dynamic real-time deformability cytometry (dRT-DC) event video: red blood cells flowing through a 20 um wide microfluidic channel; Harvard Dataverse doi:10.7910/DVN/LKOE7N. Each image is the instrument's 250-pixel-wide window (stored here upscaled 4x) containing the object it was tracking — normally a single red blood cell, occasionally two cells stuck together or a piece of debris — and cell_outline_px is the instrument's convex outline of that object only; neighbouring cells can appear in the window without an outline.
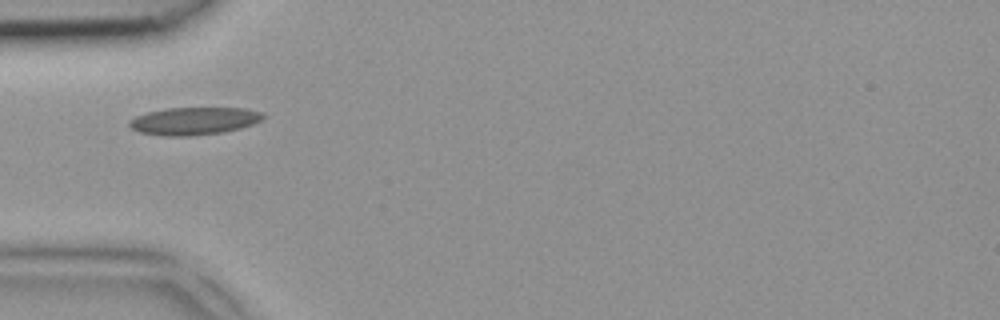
{"species": "common noctule bat (a hibernating species)", "species_latin": "Nyctalus noctula", "temperature_condition": "room temperature", "stored_images_in_passage": 5, "camera_frame_rate_fps": 3000, "um_per_image_px": 0.085, "animal": {"sex": "female", "body_mass_g": 18.4}, "frame": {"image": 1, "passage_image": 5, "time_ms": 1.333, "image_size_px": [1000, 320], "cell_outline_px": [[268, 116], [252, 124], [240, 128], [220, 132], [188, 136], [168, 136], [140, 132], [132, 128], [128, 124], [128, 120], [136, 116], [148, 112], [168, 108], [244, 108], [264, 112]], "centroid_in_image_um": [16.51, 10.27], "position_along_channel_um": 68.5, "area_um2": 21.39}}